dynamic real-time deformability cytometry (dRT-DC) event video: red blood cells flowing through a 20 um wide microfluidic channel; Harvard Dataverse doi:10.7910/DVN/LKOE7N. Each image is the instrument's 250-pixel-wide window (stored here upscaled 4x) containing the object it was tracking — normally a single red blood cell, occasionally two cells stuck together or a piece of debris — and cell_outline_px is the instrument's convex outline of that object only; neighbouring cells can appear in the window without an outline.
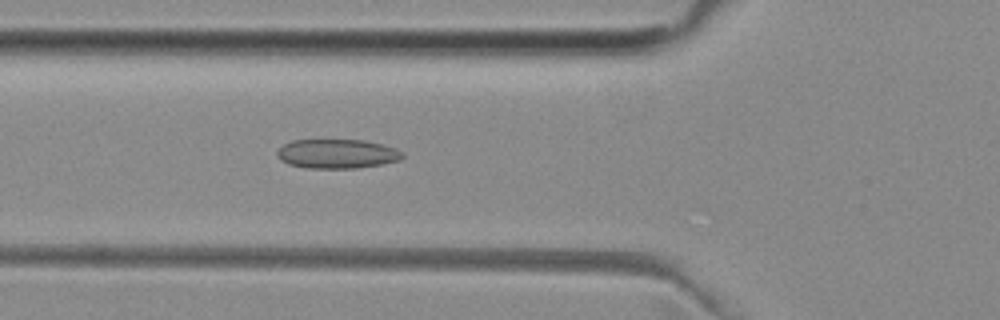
{"species": "common noctule bat (a hibernating species)", "species_latin": "Nyctalus noctula", "temperature_condition": "room temperature", "stored_images_in_passage": 39, "camera_frame_rate_fps": 3000, "um_per_image_px": 0.085, "animal": {"sex": "female", "body_mass_g": 29.2, "forearm_length_mm": 56.3}, "frame": {"image": 1, "passage_image": 7, "time_ms": 2.0, "image_size_px": [1000, 320], "cell_outline_px": [[404, 156], [400, 160], [380, 164], [356, 168], [304, 168], [288, 164], [280, 160], [276, 156], [276, 152], [284, 144], [292, 140], [364, 140], [396, 148], [404, 152]], "centroid_in_image_um": [28.63, 13.07], "position_along_channel_um": 97.2, "area_um2": 21.44}}
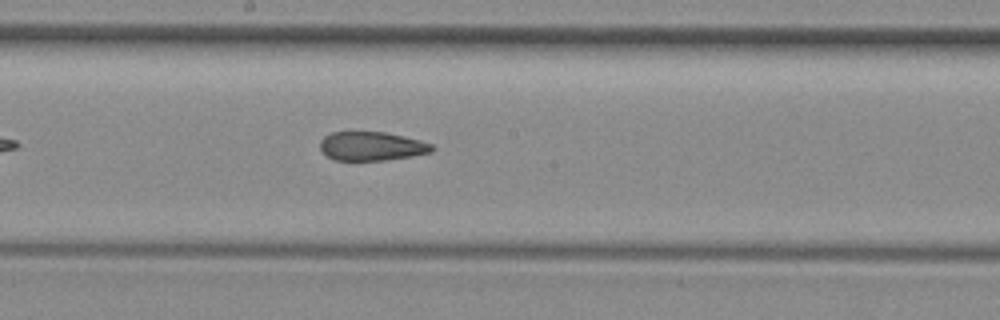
{"frame": {"image": 2, "passage_image": 16, "time_ms": 5.0, "image_size_px": [1000, 320], "cell_outline_px": [[436, 148], [432, 152], [412, 156], [384, 160], [332, 160], [320, 148], [320, 140], [324, 136], [332, 132], [384, 132], [404, 136], [420, 140], [432, 144]], "centroid_in_image_um": [31.61, 12.42], "position_along_channel_um": 216.6, "area_um2": 18.84}}
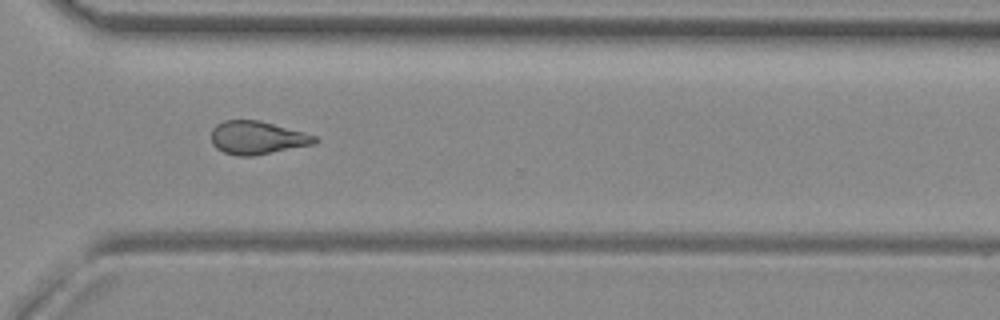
{"frame": {"image": 3, "passage_image": 26, "time_ms": 8.333, "image_size_px": [1000, 320], "cell_outline_px": [[320, 140], [316, 144], [252, 156], [240, 156], [224, 152], [216, 148], [212, 144], [212, 128], [216, 124], [224, 120], [260, 120], [304, 132], [316, 136]], "centroid_in_image_um": [21.88, 11.7], "position_along_channel_um": 348.7, "area_um2": 20.11}, "authors_computed_cell_mechanics": {"area_um2": 20.23, "velocity_mm_per_s": 3.964, "shape_relaxation_time_tau1_ms": null, "shape_relaxation_time_tau2_ms": 3.0803, "deformation_change_tau1": null, "deformation_change_tau2": 0.1156}}